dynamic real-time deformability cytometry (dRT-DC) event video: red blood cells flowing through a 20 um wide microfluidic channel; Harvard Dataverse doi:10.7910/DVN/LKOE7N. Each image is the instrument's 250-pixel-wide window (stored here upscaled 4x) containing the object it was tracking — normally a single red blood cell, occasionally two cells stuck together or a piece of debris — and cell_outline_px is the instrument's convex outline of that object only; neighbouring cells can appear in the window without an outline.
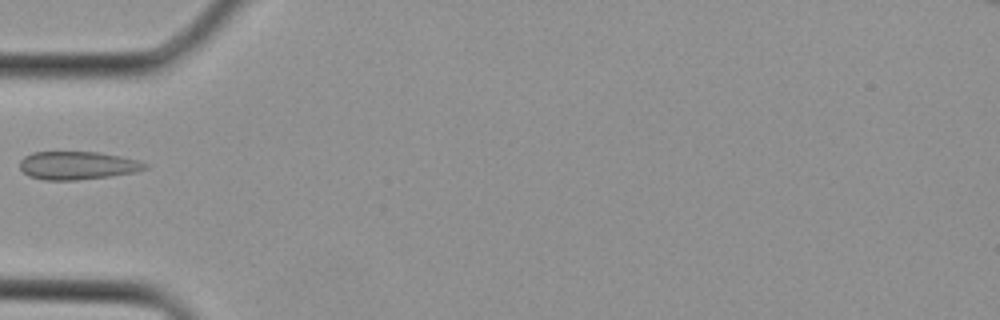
{"species": "Egyptian fruit bat (a non-hibernating species)", "species_latin": "Rousettus aegyptiacus", "temperature_condition": "cold", "stored_images_in_passage": 3, "camera_frame_rate_fps": 3000, "um_per_image_px": 0.085, "animal": {"sex": "female"}, "frame": {"image": 1, "passage_image": 3, "time_ms": 0.667, "image_size_px": [1000, 320], "cell_outline_px": [[148, 168], [136, 172], [108, 176], [76, 180], [44, 180], [28, 176], [20, 168], [20, 160], [24, 156], [32, 152], [96, 152], [120, 156], [136, 160], [148, 164]], "centroid_in_image_um": [6.56, 14.06], "position_along_channel_um": 78.4, "area_um2": 20.46}}